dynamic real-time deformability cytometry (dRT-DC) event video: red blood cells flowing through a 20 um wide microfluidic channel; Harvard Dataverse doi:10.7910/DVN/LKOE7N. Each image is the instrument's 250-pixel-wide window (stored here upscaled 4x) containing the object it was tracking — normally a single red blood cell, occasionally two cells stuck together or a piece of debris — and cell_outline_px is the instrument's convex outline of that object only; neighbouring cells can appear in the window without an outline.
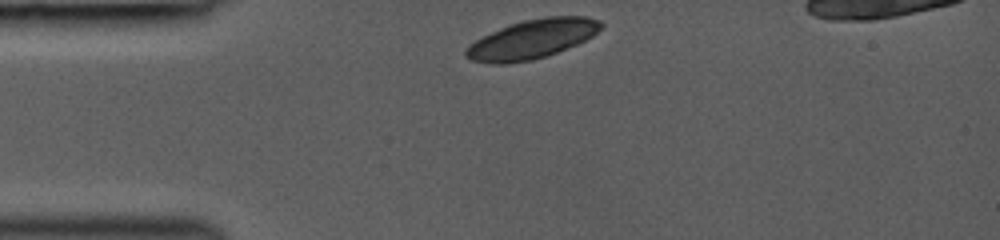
{"species": "common noctule bat (a hibernating species)", "species_latin": "Nyctalus noctula", "temperature_condition": "room temperature", "stored_images_in_passage": 40, "camera_frame_rate_fps": 3000, "um_per_image_px": 0.085, "animal": {"sex": "female", "body_mass_g": 19.0, "forearm_length_mm": 53.3}, "frame": {"image": 1, "passage_image": 1, "time_ms": 0.0, "image_size_px": [1000, 240], "cell_outline_px": [[604, 24], [592, 36], [576, 44], [556, 52], [532, 60], [504, 64], [492, 64], [472, 60], [464, 56], [464, 48], [468, 44], [508, 24], [524, 20], [544, 16], [584, 16], [600, 20]], "centroid_in_image_um": [45.19, 3.32], "position_along_channel_um": 39.8, "area_um2": 30.63}}